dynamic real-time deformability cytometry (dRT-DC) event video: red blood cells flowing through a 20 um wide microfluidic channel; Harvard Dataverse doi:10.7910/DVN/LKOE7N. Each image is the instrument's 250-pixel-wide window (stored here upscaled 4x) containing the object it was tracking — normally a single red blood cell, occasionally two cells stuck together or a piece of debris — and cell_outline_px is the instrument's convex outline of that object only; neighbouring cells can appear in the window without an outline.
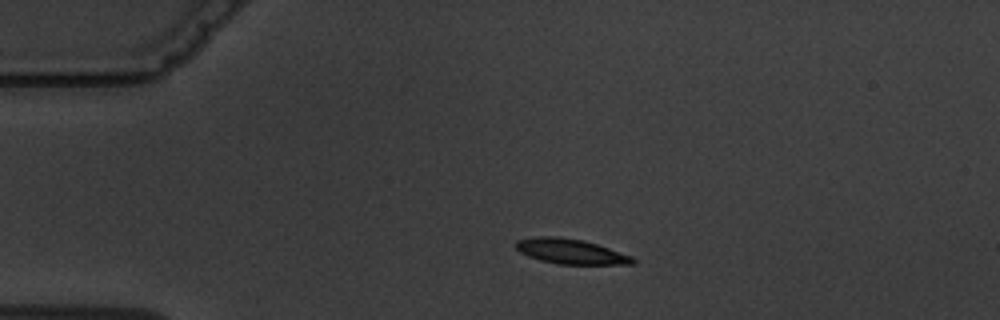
{"species": "common noctule bat (a hibernating species)", "species_latin": "Nyctalus noctula", "temperature_condition": "warm", "stored_images_in_passage": 3, "camera_frame_rate_fps": 3000, "um_per_image_px": 0.085, "animal": {"sex": "male", "body_mass_g": 19.5, "forearm_length_mm": 54.6}, "frame": {"image": 1, "passage_image": 2, "time_ms": 1.667, "image_size_px": [1000, 320], "cell_outline_px": [[636, 264], [556, 264], [540, 260], [528, 256], [520, 252], [516, 248], [516, 240], [536, 236], [556, 236], [584, 240], [632, 256], [636, 260]], "centroid_in_image_um": [48.49, 21.37], "position_along_channel_um": 36.5, "area_um2": 17.05}}